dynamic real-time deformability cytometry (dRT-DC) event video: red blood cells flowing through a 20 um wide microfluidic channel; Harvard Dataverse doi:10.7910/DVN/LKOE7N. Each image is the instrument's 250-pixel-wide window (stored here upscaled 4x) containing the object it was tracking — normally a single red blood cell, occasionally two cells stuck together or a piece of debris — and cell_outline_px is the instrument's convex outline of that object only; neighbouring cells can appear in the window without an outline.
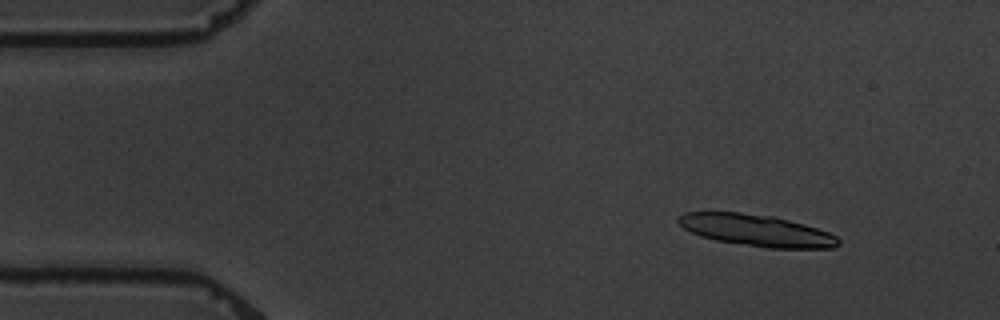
{"species": "common noctule bat (a hibernating species)", "species_latin": "Nyctalus noctula", "temperature_condition": "warm", "stored_images_in_passage": 5, "camera_frame_rate_fps": 3000, "um_per_image_px": 0.085, "animal": {"sex": "male", "body_mass_g": 19.5, "forearm_length_mm": 54.6}, "frame": {"image": 1, "passage_image": 2, "time_ms": 1.333, "image_size_px": [1000, 320], "cell_outline_px": [[840, 244], [832, 248], [764, 248], [716, 240], [700, 236], [684, 228], [676, 220], [676, 216], [684, 212], [740, 212], [772, 216], [804, 224], [828, 232], [836, 236], [840, 240]], "centroid_in_image_um": [64.28, 19.58], "position_along_channel_um": 20.7, "area_um2": 29.54}}